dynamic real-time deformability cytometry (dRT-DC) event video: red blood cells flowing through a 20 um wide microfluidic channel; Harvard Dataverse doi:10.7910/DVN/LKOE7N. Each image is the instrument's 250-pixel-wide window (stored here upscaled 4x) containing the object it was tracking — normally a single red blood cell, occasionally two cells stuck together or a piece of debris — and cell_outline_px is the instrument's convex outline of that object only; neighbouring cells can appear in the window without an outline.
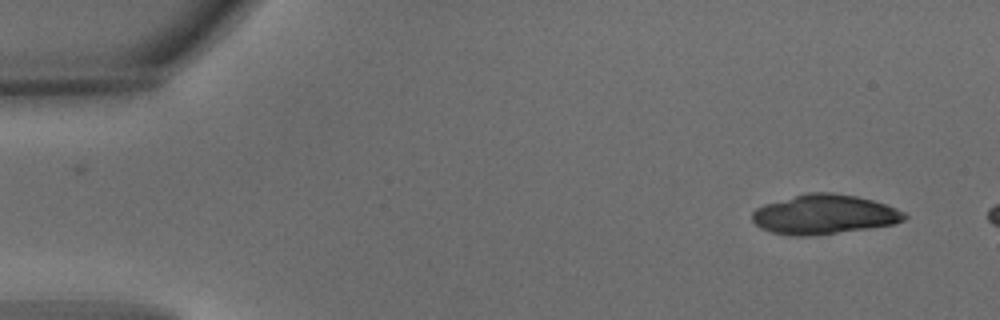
{"species": "common noctule bat (a hibernating species)", "species_latin": "Nyctalus noctula", "temperature_condition": "warm", "stored_images_in_passage": 3, "camera_frame_rate_fps": 3000, "um_per_image_px": 0.085, "animal": {"sex": "male", "body_mass_g": 15.6}, "frame": {"image": 1, "passage_image": 1, "time_ms": 0.0, "image_size_px": [1000, 320], "cell_outline_px": [[908, 216], [904, 220], [896, 224], [868, 228], [808, 236], [788, 236], [772, 232], [760, 228], [752, 220], [752, 212], [756, 208], [764, 204], [808, 192], [832, 192], [856, 196], [872, 200], [896, 208], [904, 212]], "centroid_in_image_um": [70.04, 18.23], "position_along_channel_um": 15.0, "area_um2": 35.03}}